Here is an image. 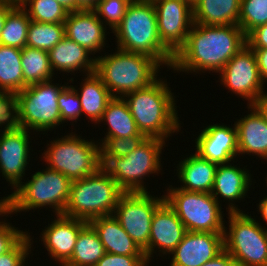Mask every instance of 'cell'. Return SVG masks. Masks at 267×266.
<instances>
[{
    "label": "cell",
    "mask_w": 267,
    "mask_h": 266,
    "mask_svg": "<svg viewBox=\"0 0 267 266\" xmlns=\"http://www.w3.org/2000/svg\"><path fill=\"white\" fill-rule=\"evenodd\" d=\"M163 146H167L165 140L146 137L124 157H100L101 165L125 193L148 192L144 179L161 173Z\"/></svg>",
    "instance_id": "7"
},
{
    "label": "cell",
    "mask_w": 267,
    "mask_h": 266,
    "mask_svg": "<svg viewBox=\"0 0 267 266\" xmlns=\"http://www.w3.org/2000/svg\"><path fill=\"white\" fill-rule=\"evenodd\" d=\"M33 239L28 232L11 250L0 255V266H25L33 247ZM27 259V260H26Z\"/></svg>",
    "instance_id": "39"
},
{
    "label": "cell",
    "mask_w": 267,
    "mask_h": 266,
    "mask_svg": "<svg viewBox=\"0 0 267 266\" xmlns=\"http://www.w3.org/2000/svg\"><path fill=\"white\" fill-rule=\"evenodd\" d=\"M165 191V201L176 212L186 231L224 233L225 214L211 193L185 191L172 185Z\"/></svg>",
    "instance_id": "10"
},
{
    "label": "cell",
    "mask_w": 267,
    "mask_h": 266,
    "mask_svg": "<svg viewBox=\"0 0 267 266\" xmlns=\"http://www.w3.org/2000/svg\"><path fill=\"white\" fill-rule=\"evenodd\" d=\"M128 105L137 128L146 137L165 140L180 132L181 121L174 93L167 80L158 78L151 85L122 97ZM173 133V134H172Z\"/></svg>",
    "instance_id": "2"
},
{
    "label": "cell",
    "mask_w": 267,
    "mask_h": 266,
    "mask_svg": "<svg viewBox=\"0 0 267 266\" xmlns=\"http://www.w3.org/2000/svg\"><path fill=\"white\" fill-rule=\"evenodd\" d=\"M96 231L106 253L145 255L112 215L97 217L88 222Z\"/></svg>",
    "instance_id": "25"
},
{
    "label": "cell",
    "mask_w": 267,
    "mask_h": 266,
    "mask_svg": "<svg viewBox=\"0 0 267 266\" xmlns=\"http://www.w3.org/2000/svg\"><path fill=\"white\" fill-rule=\"evenodd\" d=\"M246 45L238 25L206 26L193 23L185 44L174 55V73H219L227 62ZM195 72V73H194Z\"/></svg>",
    "instance_id": "1"
},
{
    "label": "cell",
    "mask_w": 267,
    "mask_h": 266,
    "mask_svg": "<svg viewBox=\"0 0 267 266\" xmlns=\"http://www.w3.org/2000/svg\"><path fill=\"white\" fill-rule=\"evenodd\" d=\"M59 4H61L65 9L69 12L75 11V0H56Z\"/></svg>",
    "instance_id": "50"
},
{
    "label": "cell",
    "mask_w": 267,
    "mask_h": 266,
    "mask_svg": "<svg viewBox=\"0 0 267 266\" xmlns=\"http://www.w3.org/2000/svg\"><path fill=\"white\" fill-rule=\"evenodd\" d=\"M32 21L64 23L69 11L56 0H23L19 4Z\"/></svg>",
    "instance_id": "34"
},
{
    "label": "cell",
    "mask_w": 267,
    "mask_h": 266,
    "mask_svg": "<svg viewBox=\"0 0 267 266\" xmlns=\"http://www.w3.org/2000/svg\"><path fill=\"white\" fill-rule=\"evenodd\" d=\"M145 255H118L105 253L95 266H148Z\"/></svg>",
    "instance_id": "42"
},
{
    "label": "cell",
    "mask_w": 267,
    "mask_h": 266,
    "mask_svg": "<svg viewBox=\"0 0 267 266\" xmlns=\"http://www.w3.org/2000/svg\"><path fill=\"white\" fill-rule=\"evenodd\" d=\"M189 1L191 4H193L196 0H187Z\"/></svg>",
    "instance_id": "52"
},
{
    "label": "cell",
    "mask_w": 267,
    "mask_h": 266,
    "mask_svg": "<svg viewBox=\"0 0 267 266\" xmlns=\"http://www.w3.org/2000/svg\"><path fill=\"white\" fill-rule=\"evenodd\" d=\"M105 253L96 231L87 223L80 230L71 258L63 266H95Z\"/></svg>",
    "instance_id": "29"
},
{
    "label": "cell",
    "mask_w": 267,
    "mask_h": 266,
    "mask_svg": "<svg viewBox=\"0 0 267 266\" xmlns=\"http://www.w3.org/2000/svg\"><path fill=\"white\" fill-rule=\"evenodd\" d=\"M131 1L132 0H99L98 4L92 10L96 13L98 18L113 31L122 21L127 6Z\"/></svg>",
    "instance_id": "36"
},
{
    "label": "cell",
    "mask_w": 267,
    "mask_h": 266,
    "mask_svg": "<svg viewBox=\"0 0 267 266\" xmlns=\"http://www.w3.org/2000/svg\"><path fill=\"white\" fill-rule=\"evenodd\" d=\"M257 207V211L260 212L258 214H260L262 220L267 224V195L263 197L262 200L260 199L259 204L257 203Z\"/></svg>",
    "instance_id": "49"
},
{
    "label": "cell",
    "mask_w": 267,
    "mask_h": 266,
    "mask_svg": "<svg viewBox=\"0 0 267 266\" xmlns=\"http://www.w3.org/2000/svg\"><path fill=\"white\" fill-rule=\"evenodd\" d=\"M247 106L249 114L234 122L237 130L238 156L257 155L267 162V122L254 105Z\"/></svg>",
    "instance_id": "22"
},
{
    "label": "cell",
    "mask_w": 267,
    "mask_h": 266,
    "mask_svg": "<svg viewBox=\"0 0 267 266\" xmlns=\"http://www.w3.org/2000/svg\"><path fill=\"white\" fill-rule=\"evenodd\" d=\"M195 138V152L202 158L217 164L236 162L238 155L237 130L232 126L216 123L203 126ZM237 160V161H234Z\"/></svg>",
    "instance_id": "16"
},
{
    "label": "cell",
    "mask_w": 267,
    "mask_h": 266,
    "mask_svg": "<svg viewBox=\"0 0 267 266\" xmlns=\"http://www.w3.org/2000/svg\"><path fill=\"white\" fill-rule=\"evenodd\" d=\"M65 36L64 23H42L30 21L26 46L49 51Z\"/></svg>",
    "instance_id": "33"
},
{
    "label": "cell",
    "mask_w": 267,
    "mask_h": 266,
    "mask_svg": "<svg viewBox=\"0 0 267 266\" xmlns=\"http://www.w3.org/2000/svg\"><path fill=\"white\" fill-rule=\"evenodd\" d=\"M65 24V36L85 47L93 56L105 49L107 26L93 10L69 12ZM100 51V52H99Z\"/></svg>",
    "instance_id": "20"
},
{
    "label": "cell",
    "mask_w": 267,
    "mask_h": 266,
    "mask_svg": "<svg viewBox=\"0 0 267 266\" xmlns=\"http://www.w3.org/2000/svg\"><path fill=\"white\" fill-rule=\"evenodd\" d=\"M82 76L85 77L82 79L84 82L81 81V88L77 89L76 85L71 86L78 94L81 102L82 113L89 120H91L92 124L94 122L96 125L102 118V114L105 111L108 103L114 97L111 95L108 88L103 84V81L95 72Z\"/></svg>",
    "instance_id": "27"
},
{
    "label": "cell",
    "mask_w": 267,
    "mask_h": 266,
    "mask_svg": "<svg viewBox=\"0 0 267 266\" xmlns=\"http://www.w3.org/2000/svg\"><path fill=\"white\" fill-rule=\"evenodd\" d=\"M87 223L84 220L56 215L40 234V240L47 249L48 256L63 266L71 258L80 230Z\"/></svg>",
    "instance_id": "19"
},
{
    "label": "cell",
    "mask_w": 267,
    "mask_h": 266,
    "mask_svg": "<svg viewBox=\"0 0 267 266\" xmlns=\"http://www.w3.org/2000/svg\"><path fill=\"white\" fill-rule=\"evenodd\" d=\"M162 44L175 55L185 44L193 25L192 4L187 0H152Z\"/></svg>",
    "instance_id": "14"
},
{
    "label": "cell",
    "mask_w": 267,
    "mask_h": 266,
    "mask_svg": "<svg viewBox=\"0 0 267 266\" xmlns=\"http://www.w3.org/2000/svg\"><path fill=\"white\" fill-rule=\"evenodd\" d=\"M99 0H75V11L88 9L92 10Z\"/></svg>",
    "instance_id": "48"
},
{
    "label": "cell",
    "mask_w": 267,
    "mask_h": 266,
    "mask_svg": "<svg viewBox=\"0 0 267 266\" xmlns=\"http://www.w3.org/2000/svg\"><path fill=\"white\" fill-rule=\"evenodd\" d=\"M18 4L8 1L0 0V34L4 27V23L7 15L17 6Z\"/></svg>",
    "instance_id": "46"
},
{
    "label": "cell",
    "mask_w": 267,
    "mask_h": 266,
    "mask_svg": "<svg viewBox=\"0 0 267 266\" xmlns=\"http://www.w3.org/2000/svg\"><path fill=\"white\" fill-rule=\"evenodd\" d=\"M246 44L250 48H267V24L252 30L246 36Z\"/></svg>",
    "instance_id": "43"
},
{
    "label": "cell",
    "mask_w": 267,
    "mask_h": 266,
    "mask_svg": "<svg viewBox=\"0 0 267 266\" xmlns=\"http://www.w3.org/2000/svg\"><path fill=\"white\" fill-rule=\"evenodd\" d=\"M264 24H267V0H241L238 26L244 35Z\"/></svg>",
    "instance_id": "35"
},
{
    "label": "cell",
    "mask_w": 267,
    "mask_h": 266,
    "mask_svg": "<svg viewBox=\"0 0 267 266\" xmlns=\"http://www.w3.org/2000/svg\"><path fill=\"white\" fill-rule=\"evenodd\" d=\"M8 1L14 2L16 4H20L23 0H8Z\"/></svg>",
    "instance_id": "51"
},
{
    "label": "cell",
    "mask_w": 267,
    "mask_h": 266,
    "mask_svg": "<svg viewBox=\"0 0 267 266\" xmlns=\"http://www.w3.org/2000/svg\"><path fill=\"white\" fill-rule=\"evenodd\" d=\"M124 193L118 183L101 167L95 174L72 181L63 215L86 222L112 215Z\"/></svg>",
    "instance_id": "6"
},
{
    "label": "cell",
    "mask_w": 267,
    "mask_h": 266,
    "mask_svg": "<svg viewBox=\"0 0 267 266\" xmlns=\"http://www.w3.org/2000/svg\"><path fill=\"white\" fill-rule=\"evenodd\" d=\"M201 266H237L233 257L224 249L215 258L209 260Z\"/></svg>",
    "instance_id": "45"
},
{
    "label": "cell",
    "mask_w": 267,
    "mask_h": 266,
    "mask_svg": "<svg viewBox=\"0 0 267 266\" xmlns=\"http://www.w3.org/2000/svg\"><path fill=\"white\" fill-rule=\"evenodd\" d=\"M22 49L0 44V90L18 93L23 90Z\"/></svg>",
    "instance_id": "31"
},
{
    "label": "cell",
    "mask_w": 267,
    "mask_h": 266,
    "mask_svg": "<svg viewBox=\"0 0 267 266\" xmlns=\"http://www.w3.org/2000/svg\"><path fill=\"white\" fill-rule=\"evenodd\" d=\"M3 219H0V255L11 250L28 233L13 227L12 223L6 222L7 218Z\"/></svg>",
    "instance_id": "41"
},
{
    "label": "cell",
    "mask_w": 267,
    "mask_h": 266,
    "mask_svg": "<svg viewBox=\"0 0 267 266\" xmlns=\"http://www.w3.org/2000/svg\"><path fill=\"white\" fill-rule=\"evenodd\" d=\"M0 127H18V98L15 93L4 90H0Z\"/></svg>",
    "instance_id": "40"
},
{
    "label": "cell",
    "mask_w": 267,
    "mask_h": 266,
    "mask_svg": "<svg viewBox=\"0 0 267 266\" xmlns=\"http://www.w3.org/2000/svg\"><path fill=\"white\" fill-rule=\"evenodd\" d=\"M257 60L260 77L263 83L267 82V48H251Z\"/></svg>",
    "instance_id": "44"
},
{
    "label": "cell",
    "mask_w": 267,
    "mask_h": 266,
    "mask_svg": "<svg viewBox=\"0 0 267 266\" xmlns=\"http://www.w3.org/2000/svg\"><path fill=\"white\" fill-rule=\"evenodd\" d=\"M108 125L104 138L139 137L141 132L123 98L114 97L107 105L98 125Z\"/></svg>",
    "instance_id": "28"
},
{
    "label": "cell",
    "mask_w": 267,
    "mask_h": 266,
    "mask_svg": "<svg viewBox=\"0 0 267 266\" xmlns=\"http://www.w3.org/2000/svg\"><path fill=\"white\" fill-rule=\"evenodd\" d=\"M145 138L143 134L139 137L102 138L98 142L100 157H124L134 151Z\"/></svg>",
    "instance_id": "38"
},
{
    "label": "cell",
    "mask_w": 267,
    "mask_h": 266,
    "mask_svg": "<svg viewBox=\"0 0 267 266\" xmlns=\"http://www.w3.org/2000/svg\"><path fill=\"white\" fill-rule=\"evenodd\" d=\"M21 66L23 69V90L35 83L53 80L48 51L29 46L22 48Z\"/></svg>",
    "instance_id": "30"
},
{
    "label": "cell",
    "mask_w": 267,
    "mask_h": 266,
    "mask_svg": "<svg viewBox=\"0 0 267 266\" xmlns=\"http://www.w3.org/2000/svg\"><path fill=\"white\" fill-rule=\"evenodd\" d=\"M257 110L264 116L267 122V93L265 92L253 104Z\"/></svg>",
    "instance_id": "47"
},
{
    "label": "cell",
    "mask_w": 267,
    "mask_h": 266,
    "mask_svg": "<svg viewBox=\"0 0 267 266\" xmlns=\"http://www.w3.org/2000/svg\"><path fill=\"white\" fill-rule=\"evenodd\" d=\"M54 80L28 85L24 90L16 93L19 127L31 132L32 130L41 131L44 135L61 125L58 96L67 84L59 85L54 83Z\"/></svg>",
    "instance_id": "11"
},
{
    "label": "cell",
    "mask_w": 267,
    "mask_h": 266,
    "mask_svg": "<svg viewBox=\"0 0 267 266\" xmlns=\"http://www.w3.org/2000/svg\"><path fill=\"white\" fill-rule=\"evenodd\" d=\"M246 167L240 168L231 163L217 166L211 194L219 204L222 200L228 202L227 212H243L235 202L245 200L253 182L252 175ZM219 196L223 199L220 200Z\"/></svg>",
    "instance_id": "21"
},
{
    "label": "cell",
    "mask_w": 267,
    "mask_h": 266,
    "mask_svg": "<svg viewBox=\"0 0 267 266\" xmlns=\"http://www.w3.org/2000/svg\"><path fill=\"white\" fill-rule=\"evenodd\" d=\"M244 212H228L224 249L237 266H267V228Z\"/></svg>",
    "instance_id": "9"
},
{
    "label": "cell",
    "mask_w": 267,
    "mask_h": 266,
    "mask_svg": "<svg viewBox=\"0 0 267 266\" xmlns=\"http://www.w3.org/2000/svg\"><path fill=\"white\" fill-rule=\"evenodd\" d=\"M117 47L149 56L171 69L174 55L162 44L152 1L132 0L122 21L112 31Z\"/></svg>",
    "instance_id": "3"
},
{
    "label": "cell",
    "mask_w": 267,
    "mask_h": 266,
    "mask_svg": "<svg viewBox=\"0 0 267 266\" xmlns=\"http://www.w3.org/2000/svg\"><path fill=\"white\" fill-rule=\"evenodd\" d=\"M186 232L176 212L164 201L153 214L149 246L144 250L148 263L150 264L151 258H154L153 253L159 252L158 255L161 257L170 255Z\"/></svg>",
    "instance_id": "17"
},
{
    "label": "cell",
    "mask_w": 267,
    "mask_h": 266,
    "mask_svg": "<svg viewBox=\"0 0 267 266\" xmlns=\"http://www.w3.org/2000/svg\"><path fill=\"white\" fill-rule=\"evenodd\" d=\"M30 133V130L19 126L0 131V173L11 186V190H15L25 178V171L31 160L30 154L32 155Z\"/></svg>",
    "instance_id": "15"
},
{
    "label": "cell",
    "mask_w": 267,
    "mask_h": 266,
    "mask_svg": "<svg viewBox=\"0 0 267 266\" xmlns=\"http://www.w3.org/2000/svg\"><path fill=\"white\" fill-rule=\"evenodd\" d=\"M71 183L65 175L47 167L37 171L30 180L22 182L11 194L0 199V217H12L11 214L42 207L52 208L55 215H63Z\"/></svg>",
    "instance_id": "4"
},
{
    "label": "cell",
    "mask_w": 267,
    "mask_h": 266,
    "mask_svg": "<svg viewBox=\"0 0 267 266\" xmlns=\"http://www.w3.org/2000/svg\"><path fill=\"white\" fill-rule=\"evenodd\" d=\"M219 80L223 87L231 93L247 100V105H253L265 92L257 66L254 51L244 45L219 72ZM264 85V86H263Z\"/></svg>",
    "instance_id": "13"
},
{
    "label": "cell",
    "mask_w": 267,
    "mask_h": 266,
    "mask_svg": "<svg viewBox=\"0 0 267 266\" xmlns=\"http://www.w3.org/2000/svg\"><path fill=\"white\" fill-rule=\"evenodd\" d=\"M49 62L53 73L55 71L74 74L83 73L84 75L95 72L96 56L93 55L85 47L72 41L67 36L52 49L48 51Z\"/></svg>",
    "instance_id": "23"
},
{
    "label": "cell",
    "mask_w": 267,
    "mask_h": 266,
    "mask_svg": "<svg viewBox=\"0 0 267 266\" xmlns=\"http://www.w3.org/2000/svg\"><path fill=\"white\" fill-rule=\"evenodd\" d=\"M77 135L71 131L51 140L41 157L47 168L62 173L71 181L95 174L102 167L98 141L94 138L88 141Z\"/></svg>",
    "instance_id": "8"
},
{
    "label": "cell",
    "mask_w": 267,
    "mask_h": 266,
    "mask_svg": "<svg viewBox=\"0 0 267 266\" xmlns=\"http://www.w3.org/2000/svg\"><path fill=\"white\" fill-rule=\"evenodd\" d=\"M241 0H196L193 22L206 26L238 25Z\"/></svg>",
    "instance_id": "26"
},
{
    "label": "cell",
    "mask_w": 267,
    "mask_h": 266,
    "mask_svg": "<svg viewBox=\"0 0 267 266\" xmlns=\"http://www.w3.org/2000/svg\"><path fill=\"white\" fill-rule=\"evenodd\" d=\"M30 21L28 13L18 4L6 17L0 34V44L19 49L24 48Z\"/></svg>",
    "instance_id": "32"
},
{
    "label": "cell",
    "mask_w": 267,
    "mask_h": 266,
    "mask_svg": "<svg viewBox=\"0 0 267 266\" xmlns=\"http://www.w3.org/2000/svg\"><path fill=\"white\" fill-rule=\"evenodd\" d=\"M164 201V195L153 197L150 191L124 193L114 209L113 216L143 251L149 246L153 214Z\"/></svg>",
    "instance_id": "12"
},
{
    "label": "cell",
    "mask_w": 267,
    "mask_h": 266,
    "mask_svg": "<svg viewBox=\"0 0 267 266\" xmlns=\"http://www.w3.org/2000/svg\"><path fill=\"white\" fill-rule=\"evenodd\" d=\"M67 85L60 91L58 96V109L61 116V124L66 121L77 122L82 114L81 102L76 90L70 85Z\"/></svg>",
    "instance_id": "37"
},
{
    "label": "cell",
    "mask_w": 267,
    "mask_h": 266,
    "mask_svg": "<svg viewBox=\"0 0 267 266\" xmlns=\"http://www.w3.org/2000/svg\"><path fill=\"white\" fill-rule=\"evenodd\" d=\"M218 164L191 153L176 166V176L182 183L179 189L190 192L211 193Z\"/></svg>",
    "instance_id": "24"
},
{
    "label": "cell",
    "mask_w": 267,
    "mask_h": 266,
    "mask_svg": "<svg viewBox=\"0 0 267 266\" xmlns=\"http://www.w3.org/2000/svg\"><path fill=\"white\" fill-rule=\"evenodd\" d=\"M160 66L149 56L117 48L113 54L96 57L95 73L113 97L122 98L160 78Z\"/></svg>",
    "instance_id": "5"
},
{
    "label": "cell",
    "mask_w": 267,
    "mask_h": 266,
    "mask_svg": "<svg viewBox=\"0 0 267 266\" xmlns=\"http://www.w3.org/2000/svg\"><path fill=\"white\" fill-rule=\"evenodd\" d=\"M224 233L187 231L176 246L169 266H201L224 250Z\"/></svg>",
    "instance_id": "18"
}]
</instances>
